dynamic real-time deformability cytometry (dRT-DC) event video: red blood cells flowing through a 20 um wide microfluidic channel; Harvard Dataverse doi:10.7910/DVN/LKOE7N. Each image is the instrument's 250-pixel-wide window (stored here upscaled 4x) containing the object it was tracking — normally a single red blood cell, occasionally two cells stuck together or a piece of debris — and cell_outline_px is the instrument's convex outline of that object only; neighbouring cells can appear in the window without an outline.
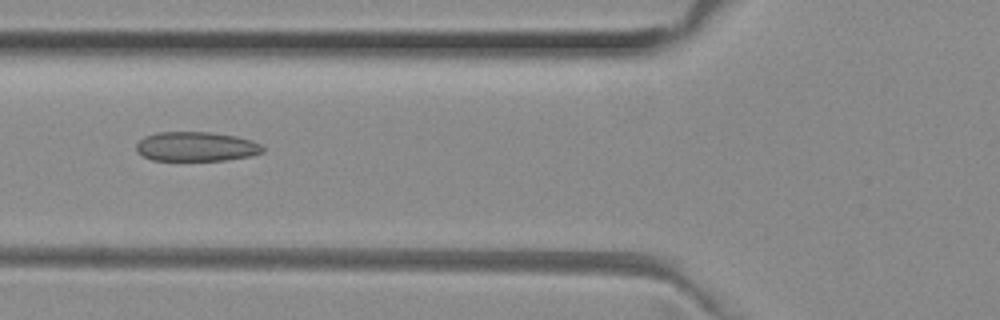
{"species": "common noctule bat (a hibernating species)", "species_latin": "Nyctalus noctula", "temperature_condition": "room temperature", "stored_images_in_passage": 46, "camera_frame_rate_fps": 3000, "um_per_image_px": 0.085, "animal": {"sex": "female", "body_mass_g": 29.2, "forearm_length_mm": 56.3}, "frame": {"image": 1, "passage_image": 19, "time_ms": 6.0, "image_size_px": [1000, 320], "cell_outline_px": [[264, 152], [252, 156], [224, 160], [152, 160], [136, 152], [136, 144], [144, 136], [156, 132], [208, 132], [236, 136], [252, 140], [260, 144], [264, 148]], "centroid_in_image_um": [16.68, 12.45], "position_along_channel_um": 109.1, "area_um2": 21.79}}
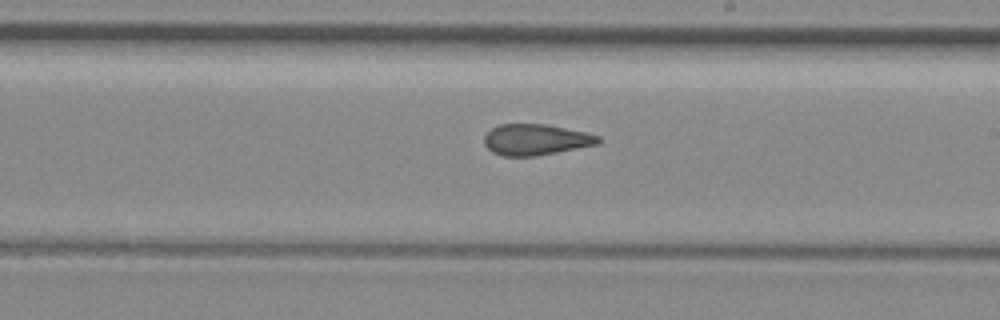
{"frame": {"image": 2, "passage_image": 29, "time_ms": 9.333, "image_size_px": [1000, 320], "cell_outline_px": [[600, 140], [596, 144], [556, 152], [532, 156], [504, 156], [492, 152], [484, 144], [484, 136], [492, 128], [500, 124], [544, 124], [584, 132], [600, 136]], "centroid_in_image_um": [45.49, 11.86], "position_along_channel_um": 243.5, "area_um2": 20.23}}
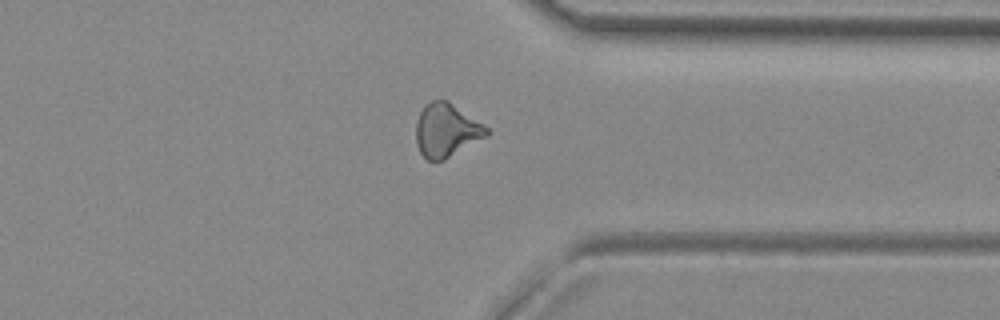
{"frame": {"image": 3, "passage_image": 39, "time_ms": 12.667, "image_size_px": [1000, 320], "cell_outline_px": [[492, 132], [488, 136], [444, 160], [428, 160], [420, 152], [416, 144], [416, 124], [420, 112], [424, 104], [432, 100], [448, 100], [484, 124]], "centroid_in_image_um": [37.97, 11.06], "position_along_channel_um": 373.4, "area_um2": 22.2}}